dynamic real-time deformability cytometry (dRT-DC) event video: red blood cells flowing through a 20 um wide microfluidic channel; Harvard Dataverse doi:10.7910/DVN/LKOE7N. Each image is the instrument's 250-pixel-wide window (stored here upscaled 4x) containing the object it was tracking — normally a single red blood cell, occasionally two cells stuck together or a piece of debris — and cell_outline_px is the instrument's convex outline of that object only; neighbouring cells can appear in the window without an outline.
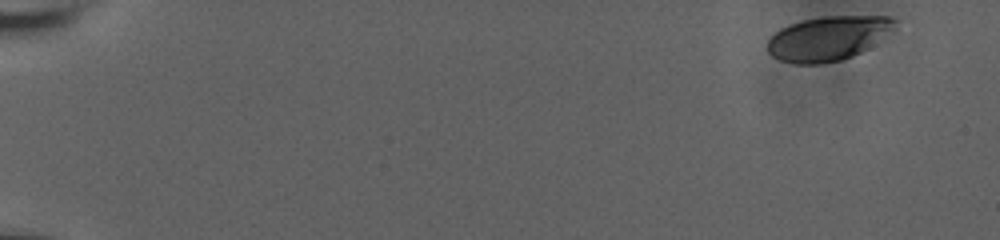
{"species": "human", "species_latin": "Homo sapiens", "temperature_condition": "room temperature", "stored_images_in_passage": 56, "camera_frame_rate_fps": 3000, "um_per_image_px": 0.085, "donor": {"sex": "male"}, "frame": {"image": 1, "passage_image": 1, "time_ms": 0.0, "image_size_px": [1000, 240], "cell_outline_px": [[896, 20], [888, 28], [860, 52], [852, 56], [840, 60], [820, 64], [796, 64], [780, 60], [772, 56], [768, 52], [768, 40], [780, 28], [788, 24], [804, 20], [824, 16], [892, 16]], "centroid_in_image_um": [70.24, 3.26], "position_along_channel_um": 14.8, "area_um2": 31.79}}
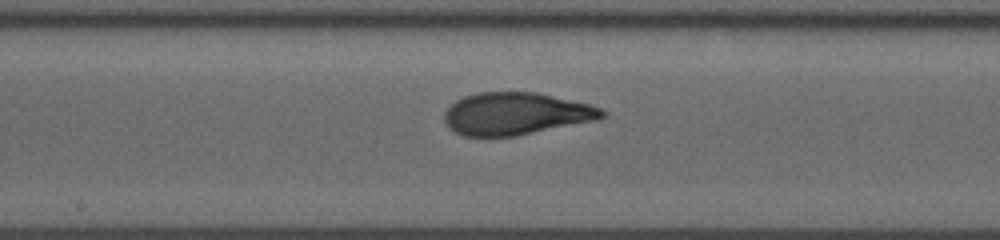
{"frame": {"image": 2, "passage_image": 31, "time_ms": 10.0, "image_size_px": [1000, 240], "cell_outline_px": [[608, 112], [604, 116], [596, 120], [516, 136], [464, 136], [456, 132], [444, 120], [444, 112], [456, 100], [464, 96], [480, 92], [536, 92], [588, 104], [600, 108]], "centroid_in_image_um": [43.85, 9.66], "position_along_channel_um": 204.3, "area_um2": 38.55}}
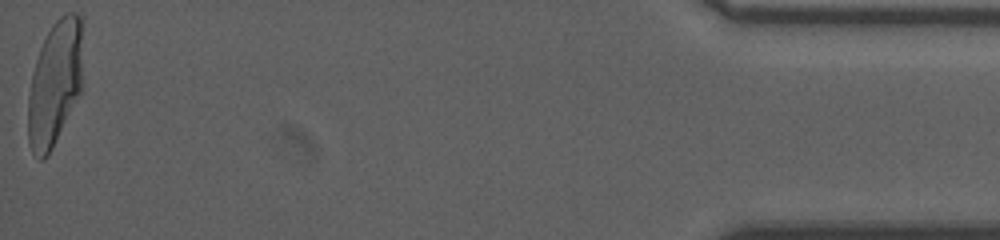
{"frame": {"image": 3, "passage_image": 56, "time_ms": 18.333, "image_size_px": [1000, 240], "cell_outline_px": [[80, 92], [48, 156], [44, 160], [40, 160], [32, 152], [28, 144], [28, 96], [32, 72], [40, 48], [52, 24], [60, 16], [68, 12], [76, 12], [80, 16]], "centroid_in_image_um": [4.61, 7.13], "position_along_channel_um": 430.6, "area_um2": 39.07}, "authors_computed_cell_mechanics": {"area_um2": 38.5815, "velocity_mm_per_s": 3.7294, "shape_relaxation_time_tau1_ms": 4.6537, "shape_relaxation_time_tau2_ms": null, "deformation_change_tau1": 0.1942, "deformation_change_tau2": null}}